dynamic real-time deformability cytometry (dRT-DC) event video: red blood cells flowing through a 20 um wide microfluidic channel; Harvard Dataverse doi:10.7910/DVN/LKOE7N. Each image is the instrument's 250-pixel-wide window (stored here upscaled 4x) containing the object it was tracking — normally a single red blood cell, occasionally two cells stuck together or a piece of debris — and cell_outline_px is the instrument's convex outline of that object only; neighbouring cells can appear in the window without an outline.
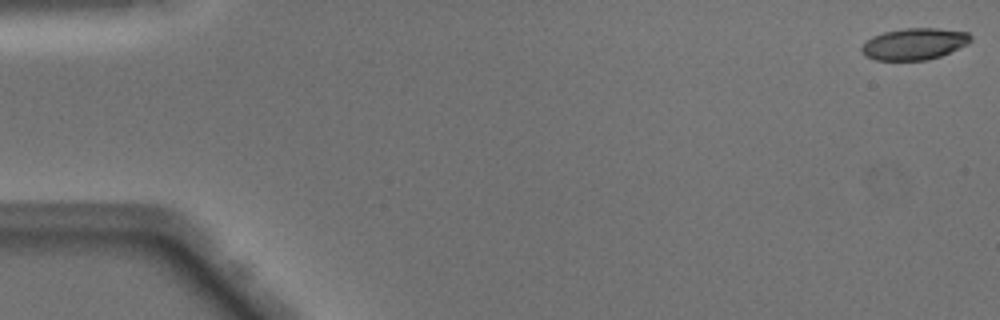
{"species": "Egyptian fruit bat (a non-hibernating species)", "species_latin": "Rousettus aegyptiacus", "temperature_condition": "warm", "stored_images_in_passage": 50, "camera_frame_rate_fps": 3000, "um_per_image_px": 0.085, "animal": {"sex": "male"}, "frame": {"image": 1, "passage_image": 1, "time_ms": 0.0, "image_size_px": [1000, 320], "cell_outline_px": [[972, 40], [968, 44], [940, 56], [928, 60], [876, 60], [864, 56], [860, 52], [860, 48], [872, 36], [884, 32], [904, 28], [936, 28], [968, 32], [972, 36]], "centroid_in_image_um": [77.71, 3.73], "position_along_channel_um": 7.3, "area_um2": 20.17}}
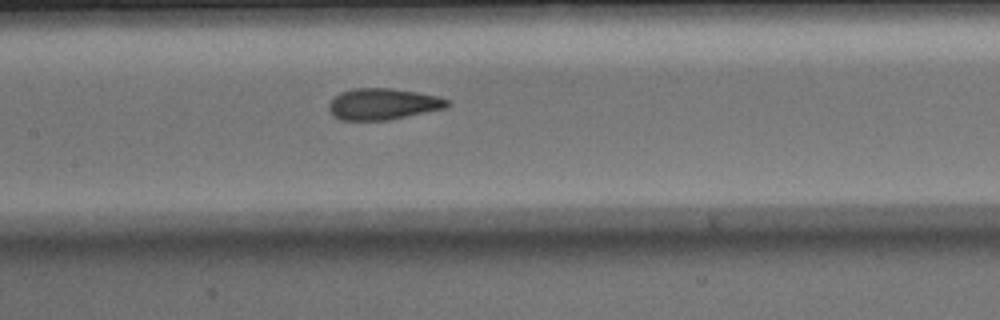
{"frame": {"image": 2, "passage_image": 24, "time_ms": 7.667, "image_size_px": [1000, 320], "cell_outline_px": [[452, 104], [448, 108], [388, 120], [340, 120], [332, 116], [328, 108], [328, 104], [340, 92], [352, 88], [392, 88], [416, 92], [436, 96], [452, 100]], "centroid_in_image_um": [32.58, 8.84], "position_along_channel_um": 174.8, "area_um2": 21.91}}
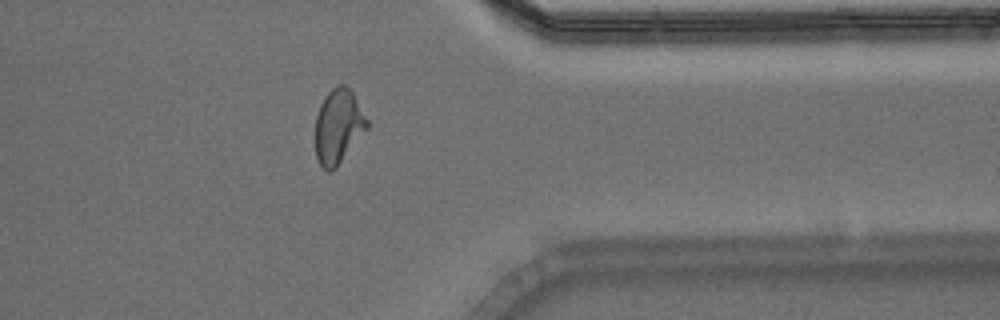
{"frame": {"image": 3, "passage_image": 40, "time_ms": 13.0, "image_size_px": [1000, 320], "cell_outline_px": [[368, 128], [336, 168], [332, 172], [328, 172], [320, 164], [316, 156], [316, 116], [320, 104], [324, 96], [336, 84], [344, 84], [352, 88], [368, 120]], "centroid_in_image_um": [28.77, 10.7], "position_along_channel_um": 382.6, "area_um2": 22.72}, "authors_computed_cell_mechanics": {"area_um2": 21.9351, "velocity_mm_per_s": 4.0874, "shape_relaxation_time_tau1_ms": 11.1577, "shape_relaxation_time_tau2_ms": 0.9181, "deformation_change_tau1": 0.3476, "deformation_change_tau2": 0.0741}}